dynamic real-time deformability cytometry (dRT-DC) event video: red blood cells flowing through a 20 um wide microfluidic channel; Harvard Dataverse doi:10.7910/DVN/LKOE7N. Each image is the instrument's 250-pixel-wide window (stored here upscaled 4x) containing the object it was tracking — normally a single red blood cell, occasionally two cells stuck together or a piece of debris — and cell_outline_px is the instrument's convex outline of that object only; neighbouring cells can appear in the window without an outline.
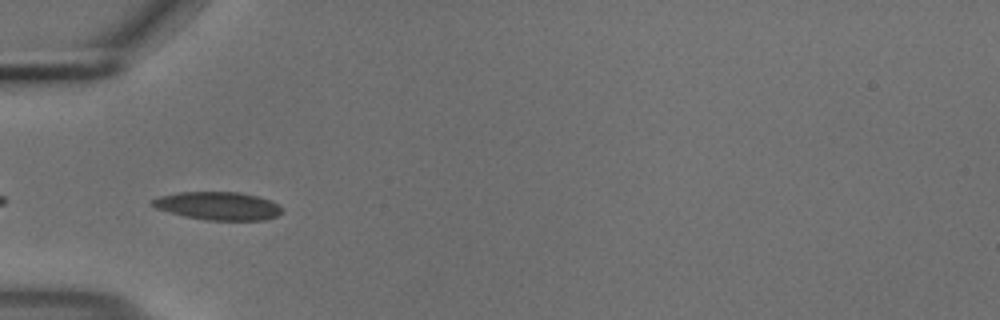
{"species": "common noctule bat (a hibernating species)", "species_latin": "Nyctalus noctula", "temperature_condition": "cold", "stored_images_in_passage": 9, "camera_frame_rate_fps": 3000, "um_per_image_px": 0.085, "animal": {"sex": "male", "body_mass_g": 18.8}, "frame": {"image": 1, "passage_image": 2, "time_ms": 0.333, "image_size_px": [1000, 320], "cell_outline_px": [[284, 212], [276, 216], [264, 220], [208, 220], [184, 216], [156, 208], [148, 204], [152, 200], [160, 196], [180, 192], [240, 192], [272, 200], [284, 208]], "centroid_in_image_um": [18.57, 17.5], "position_along_channel_um": 66.4, "area_um2": 21.33}}
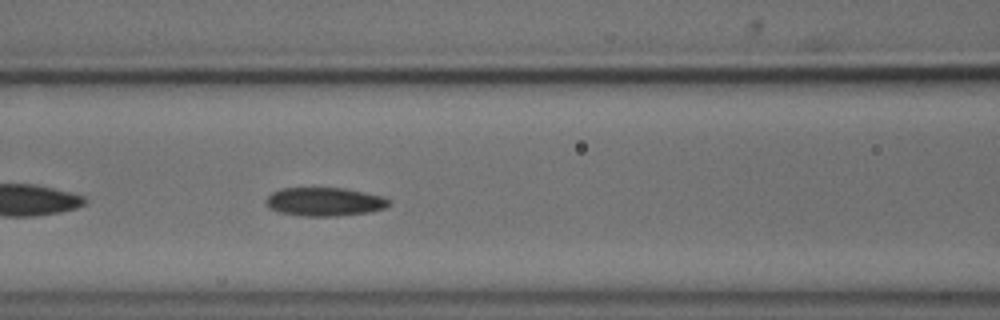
{"frame": {"image": 2, "passage_image": 8, "time_ms": 2.333, "image_size_px": [1000, 320], "cell_outline_px": [[392, 200], [384, 208], [368, 212], [336, 216], [304, 216], [280, 212], [272, 208], [264, 200], [272, 192], [280, 188], [344, 188], [384, 196]], "centroid_in_image_um": [27.61, 17.14], "position_along_channel_um": 139.0, "area_um2": 20.35}}